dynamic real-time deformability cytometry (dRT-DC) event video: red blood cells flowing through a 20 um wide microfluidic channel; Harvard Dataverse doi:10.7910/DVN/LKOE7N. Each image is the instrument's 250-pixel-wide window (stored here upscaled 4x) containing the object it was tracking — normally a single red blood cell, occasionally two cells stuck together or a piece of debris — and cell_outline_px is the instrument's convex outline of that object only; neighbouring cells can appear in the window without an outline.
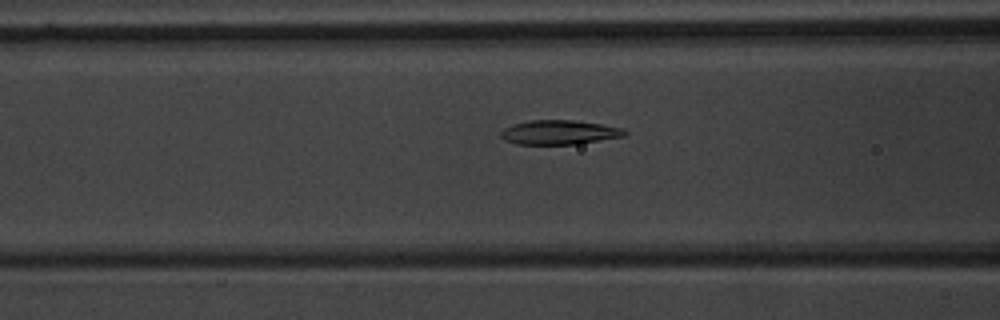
{"species": "common noctule bat (a hibernating species)", "species_latin": "Nyctalus noctula", "temperature_condition": "warm", "stored_images_in_passage": 40, "camera_frame_rate_fps": 3000, "um_per_image_px": 0.085, "animal": {"sex": "male", "body_mass_g": 20.1, "forearm_length_mm": 53.5}, "frame": {"image": 1, "passage_image": 7, "time_ms": 2.0, "image_size_px": [1000, 320], "cell_outline_px": [[628, 132], [624, 136], [576, 144], [516, 144], [504, 140], [500, 136], [500, 132], [504, 128], [516, 124], [532, 120], [572, 120], [600, 124], [624, 128]], "centroid_in_image_um": [47.54, 11.25], "position_along_channel_um": 119.1, "area_um2": 17.4}}
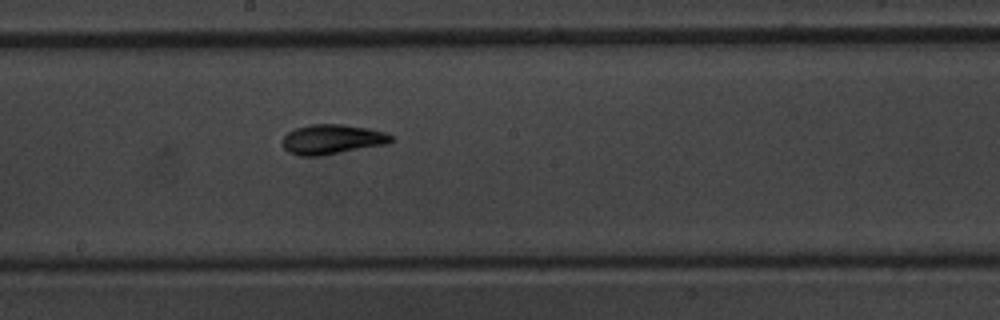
{"frame": {"image": 2, "passage_image": 15, "time_ms": 4.667, "image_size_px": [1000, 320], "cell_outline_px": [[392, 140], [388, 144], [320, 156], [300, 156], [288, 152], [284, 148], [284, 136], [288, 132], [296, 128], [312, 124], [344, 124], [368, 128], [384, 132], [392, 136]], "centroid_in_image_um": [28.24, 11.84], "position_along_channel_um": 220.0, "area_um2": 18.79}}
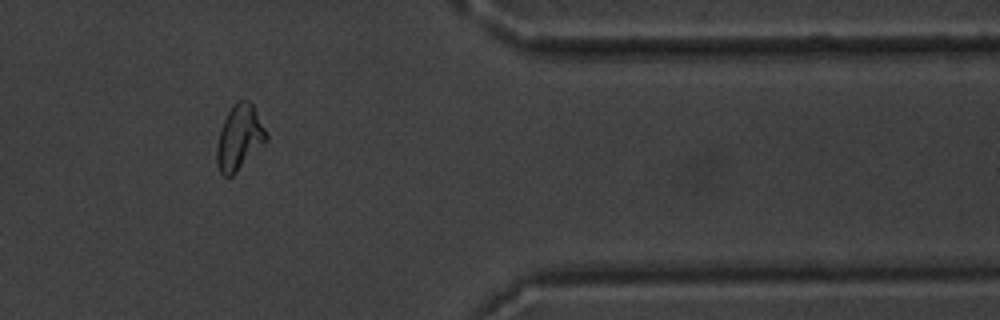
{"frame": {"image": 3, "passage_image": 30, "time_ms": 9.667, "image_size_px": [1000, 320], "cell_outline_px": [[268, 140], [232, 176], [224, 176], [220, 172], [216, 164], [216, 148], [220, 132], [224, 120], [232, 104], [236, 100], [248, 100], [252, 104], [268, 136]], "centroid_in_image_um": [20.33, 11.7], "position_along_channel_um": 391.1, "area_um2": 18.55}}